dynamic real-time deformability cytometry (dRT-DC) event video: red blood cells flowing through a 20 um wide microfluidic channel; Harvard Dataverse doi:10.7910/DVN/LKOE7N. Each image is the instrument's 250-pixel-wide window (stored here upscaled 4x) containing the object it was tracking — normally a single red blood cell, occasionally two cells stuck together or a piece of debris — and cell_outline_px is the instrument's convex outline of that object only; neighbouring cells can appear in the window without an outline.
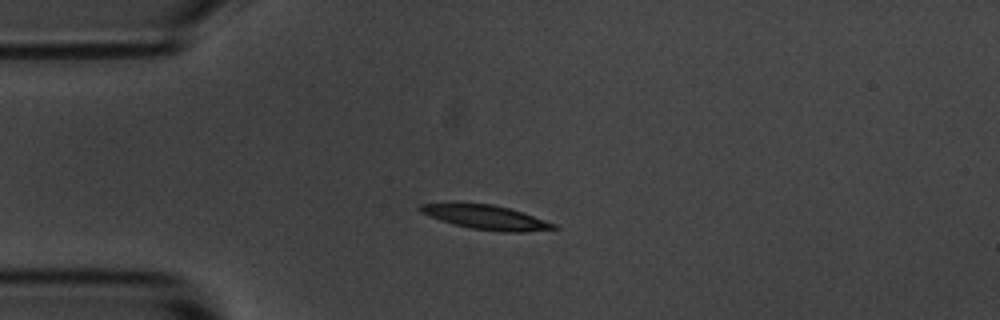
{"species": "common noctule bat (a hibernating species)", "species_latin": "Nyctalus noctula", "temperature_condition": "room temperature", "stored_images_in_passage": 42, "camera_frame_rate_fps": 3000, "um_per_image_px": 0.085, "animal": {"sex": "male", "body_mass_g": 20.1, "forearm_length_mm": 53.5}, "frame": {"image": 1, "passage_image": 1, "time_ms": 0.0, "image_size_px": [1000, 320], "cell_outline_px": [[560, 228], [524, 232], [500, 232], [472, 228], [452, 224], [440, 220], [420, 212], [416, 208], [420, 204], [492, 204], [508, 208], [556, 224]], "centroid_in_image_um": [41.31, 18.49], "position_along_channel_um": 43.7, "area_um2": 18.44}}
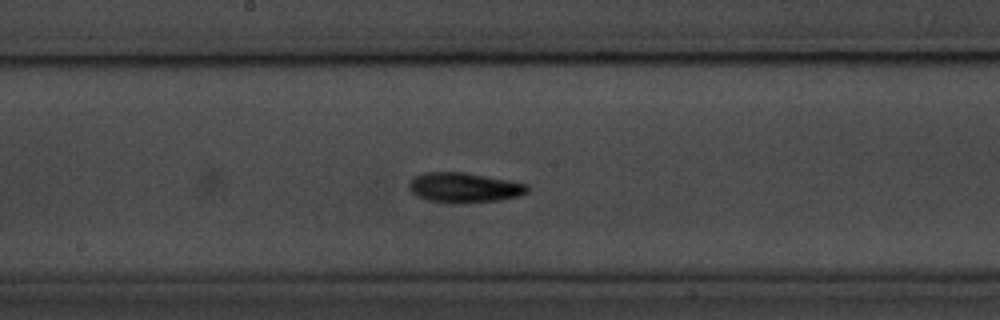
{"frame": {"image": 2, "passage_image": 16, "time_ms": 5.0, "image_size_px": [1000, 320], "cell_outline_px": [[528, 192], [520, 196], [500, 200], [464, 204], [452, 204], [428, 200], [416, 196], [408, 188], [408, 184], [412, 176], [424, 172], [464, 172], [508, 180], [528, 184]], "centroid_in_image_um": [39.42, 15.96], "position_along_channel_um": 208.8, "area_um2": 21.1}}
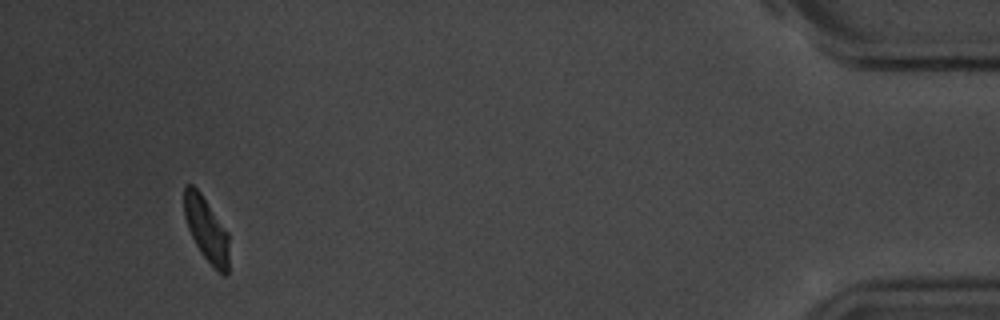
{"frame": {"image": 3, "passage_image": 39, "time_ms": 12.667, "image_size_px": [1000, 320], "cell_outline_px": [[228, 276], [224, 276], [200, 252], [188, 228], [184, 216], [184, 184], [192, 184], [200, 192], [228, 232]], "centroid_in_image_um": [17.53, 19.47], "position_along_channel_um": 417.7, "area_um2": 16.59}, "authors_computed_cell_mechanics": {"area_um2": 18.8428, "velocity_mm_per_s": 3.6689, "shape_relaxation_time_tau1_ms": 3.1529, "shape_relaxation_time_tau2_ms": 4.7711, "deformation_change_tau1": 0.1312, "deformation_change_tau2": 0.1134}}